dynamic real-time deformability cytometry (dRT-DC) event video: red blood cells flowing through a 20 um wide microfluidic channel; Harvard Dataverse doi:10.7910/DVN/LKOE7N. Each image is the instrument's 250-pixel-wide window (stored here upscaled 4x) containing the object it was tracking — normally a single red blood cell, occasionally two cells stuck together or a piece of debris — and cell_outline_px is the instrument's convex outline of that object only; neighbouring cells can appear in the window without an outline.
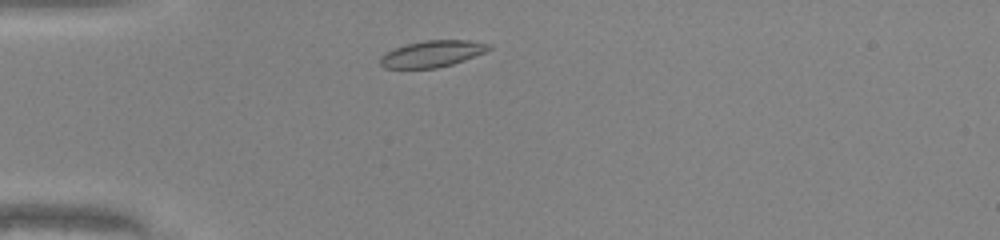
{"species": "common noctule bat (a hibernating species)", "species_latin": "Nyctalus noctula", "temperature_condition": "warm", "stored_images_in_passage": 32, "camera_frame_rate_fps": 3000, "um_per_image_px": 0.085, "animal": {"sex": "male", "body_mass_g": 20.0, "forearm_length_mm": 53.3}, "frame": {"image": 1, "passage_image": 3, "time_ms": 0.667, "image_size_px": [1000, 240], "cell_outline_px": [[492, 48], [484, 52], [464, 60], [452, 64], [436, 68], [384, 68], [380, 64], [380, 56], [396, 48], [408, 44], [424, 40], [468, 40], [492, 44]], "centroid_in_image_um": [36.76, 4.57], "position_along_channel_um": 48.2, "area_um2": 16.59}}
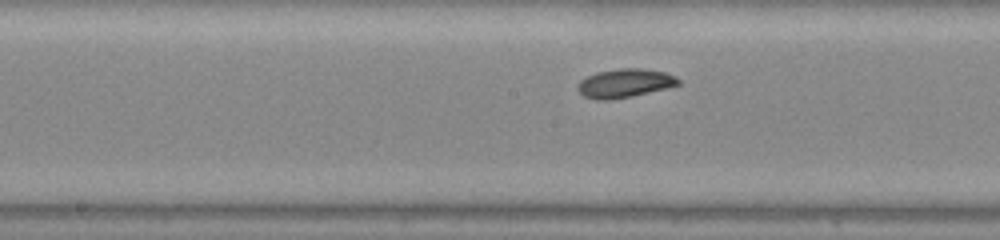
{"frame": {"image": 2, "passage_image": 15, "time_ms": 4.667, "image_size_px": [1000, 240], "cell_outline_px": [[680, 84], [632, 96], [608, 100], [596, 100], [584, 96], [576, 88], [580, 80], [596, 72], [620, 68], [640, 68], [664, 72], [676, 76], [680, 80]], "centroid_in_image_um": [53.08, 7.07], "position_along_channel_um": 195.1, "area_um2": 16.7}}
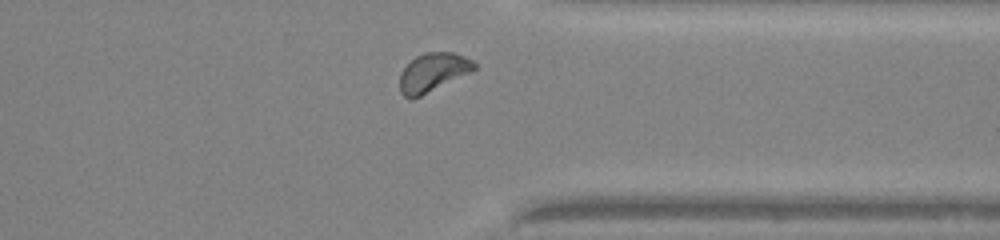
{"frame": {"image": 3, "passage_image": 28, "time_ms": 9.0, "image_size_px": [1000, 240], "cell_outline_px": [[476, 68], [472, 72], [412, 100], [408, 100], [400, 92], [400, 72], [416, 56], [424, 52], [452, 52], [464, 56], [472, 60], [476, 64]], "centroid_in_image_um": [36.79, 6.16], "position_along_channel_um": 374.6, "area_um2": 16.88}, "authors_computed_cell_mechanics": {"area_um2": 16.5019, "velocity_mm_per_s": 4.1846, "shape_relaxation_time_tau1_ms": 3.2455, "shape_relaxation_time_tau2_ms": null, "deformation_change_tau1": 0.0933, "deformation_change_tau2": null}}